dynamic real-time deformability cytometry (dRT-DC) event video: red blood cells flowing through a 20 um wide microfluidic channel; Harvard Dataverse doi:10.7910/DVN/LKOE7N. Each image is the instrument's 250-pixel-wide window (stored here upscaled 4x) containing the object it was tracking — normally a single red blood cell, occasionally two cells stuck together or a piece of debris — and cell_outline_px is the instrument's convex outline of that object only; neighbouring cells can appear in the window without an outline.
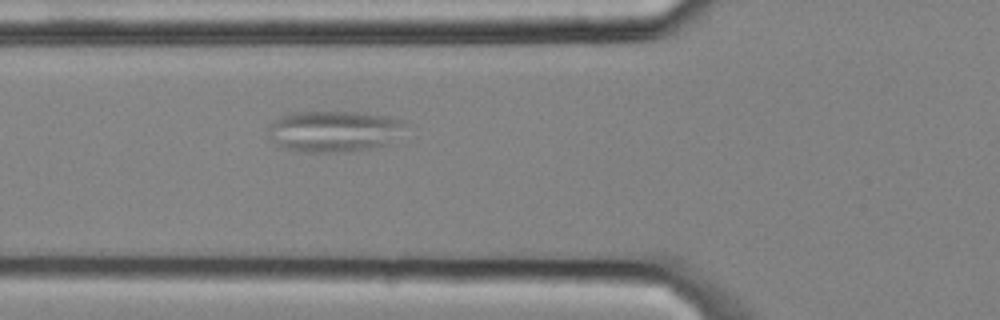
{"species": "common noctule bat (a hibernating species)", "species_latin": "Nyctalus noctula", "temperature_condition": "cold", "stored_images_in_passage": 2, "camera_frame_rate_fps": 3000, "um_per_image_px": 0.085, "animal": {"sex": "male", "body_mass_g": 20.4}, "frame": {"image": 1, "passage_image": 2, "time_ms": 0.333, "image_size_px": [1000, 320], "cell_outline_px": [[404, 124], [388, 144], [368, 148], [332, 152], [296, 152], [280, 148], [268, 136], [268, 128], [280, 116], [292, 112], [360, 112], [388, 116], [404, 120]], "centroid_in_image_um": [28.29, 11.15], "position_along_channel_um": 97.5, "area_um2": 32.6}}